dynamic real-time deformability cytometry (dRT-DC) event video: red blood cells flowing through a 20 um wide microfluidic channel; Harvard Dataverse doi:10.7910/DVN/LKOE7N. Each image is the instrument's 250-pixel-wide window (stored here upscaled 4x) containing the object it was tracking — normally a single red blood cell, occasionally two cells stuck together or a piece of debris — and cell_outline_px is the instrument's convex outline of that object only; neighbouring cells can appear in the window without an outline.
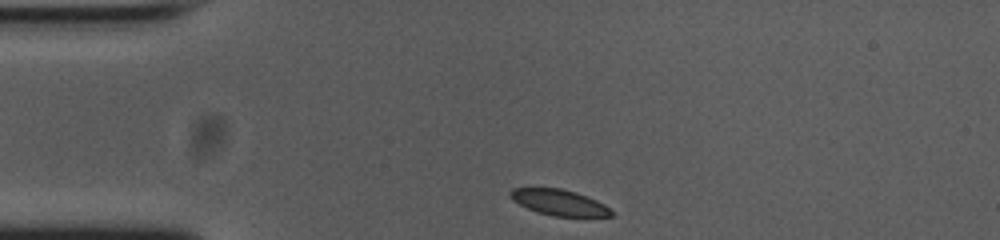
{"species": "common noctule bat (a hibernating species)", "species_latin": "Nyctalus noctula", "temperature_condition": "cold", "stored_images_in_passage": 34, "camera_frame_rate_fps": 3000, "um_per_image_px": 0.085, "animal": {"sex": "female", "body_mass_g": 23.0, "forearm_length_mm": 53.4}, "frame": {"image": 1, "passage_image": 1, "time_ms": 0.0, "image_size_px": [1000, 240], "cell_outline_px": [[612, 216], [552, 216], [536, 212], [512, 200], [508, 196], [508, 192], [512, 188], [560, 188], [576, 192], [588, 196], [604, 204], [612, 212]], "centroid_in_image_um": [47.48, 17.2], "position_along_channel_um": 37.5, "area_um2": 15.2}}
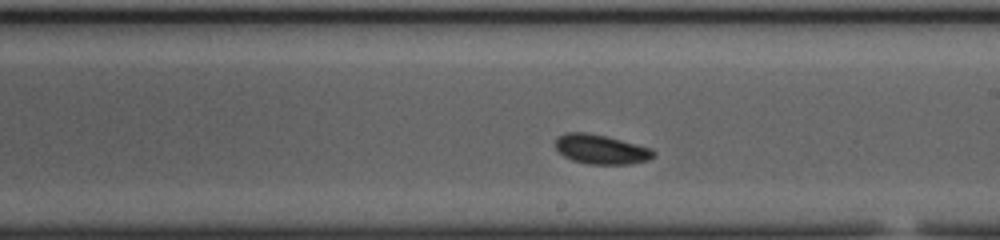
{"frame": {"image": 2, "passage_image": 20, "time_ms": 6.333, "image_size_px": [1000, 240], "cell_outline_px": [[656, 152], [648, 160], [628, 164], [588, 164], [572, 160], [564, 156], [556, 148], [556, 140], [564, 132], [588, 132], [652, 148]], "centroid_in_image_um": [51.08, 12.69], "position_along_channel_um": 237.9, "area_um2": 16.65}}
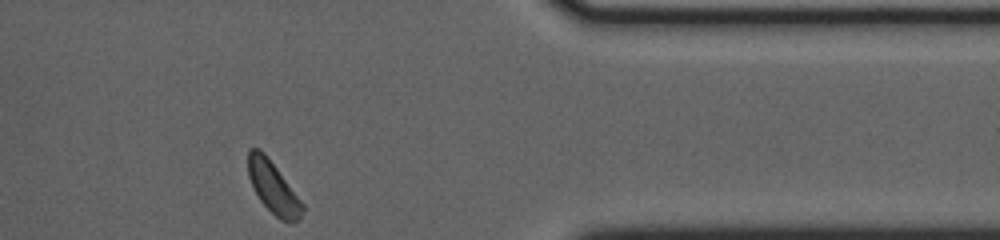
{"frame": {"image": 3, "passage_image": 34, "time_ms": 11.0, "image_size_px": [1000, 240], "cell_outline_px": [[304, 208], [300, 220], [280, 220], [260, 200], [248, 176], [248, 148], [260, 148], [264, 152], [304, 204]], "centroid_in_image_um": [23.21, 15.91], "position_along_channel_um": 388.2, "area_um2": 16.01}, "authors_computed_cell_mechanics": {"area_um2": 16.5886, "velocity_mm_per_s": 3.6848, "shape_relaxation_time_tau1_ms": 2.8631, "shape_relaxation_time_tau2_ms": null, "deformation_change_tau1": 0.0893, "deformation_change_tau2": null}}